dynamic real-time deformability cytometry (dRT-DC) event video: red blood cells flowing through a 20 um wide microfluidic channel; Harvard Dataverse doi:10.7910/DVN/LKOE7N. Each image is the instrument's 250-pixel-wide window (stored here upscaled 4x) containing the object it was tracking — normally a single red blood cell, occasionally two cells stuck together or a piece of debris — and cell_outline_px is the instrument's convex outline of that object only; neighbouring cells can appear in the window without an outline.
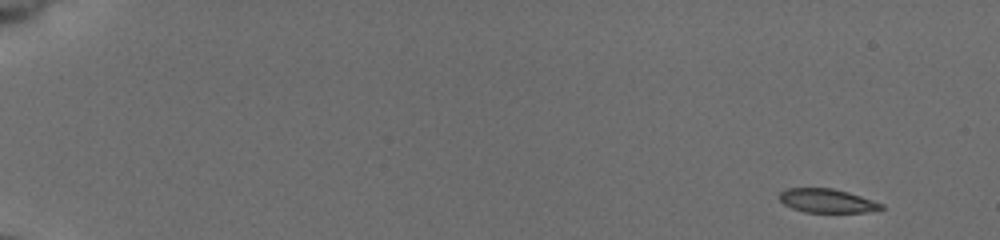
{"species": "common noctule bat (a hibernating species)", "species_latin": "Nyctalus noctula", "temperature_condition": "cold", "stored_images_in_passage": 51, "camera_frame_rate_fps": 3000, "um_per_image_px": 0.085, "animal": {"sex": "female", "body_mass_g": 19.5, "forearm_length_mm": 54.1}, "frame": {"image": 1, "passage_image": 1, "time_ms": 0.0, "image_size_px": [1000, 240], "cell_outline_px": [[884, 208], [868, 212], [804, 212], [792, 208], [784, 204], [780, 200], [780, 192], [788, 188], [832, 188], [848, 192], [884, 204]], "centroid_in_image_um": [70.3, 17.07], "position_along_channel_um": 14.7, "area_um2": 14.05}}
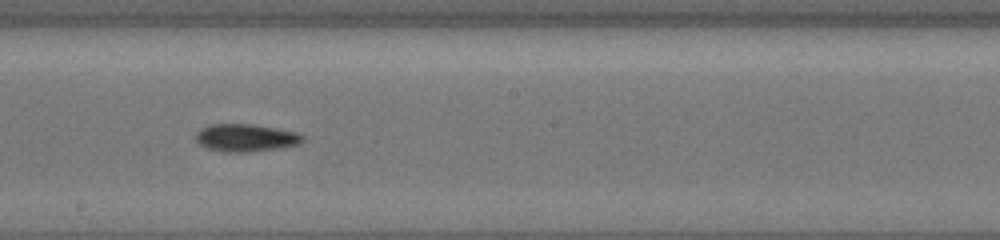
{"frame": {"image": 2, "passage_image": 30, "time_ms": 9.667, "image_size_px": [1000, 240], "cell_outline_px": [[304, 140], [300, 144], [284, 148], [248, 152], [224, 152], [208, 148], [200, 144], [196, 140], [196, 132], [200, 128], [208, 124], [252, 124], [300, 132], [304, 136]], "centroid_in_image_um": [20.94, 11.71], "position_along_channel_um": 227.3, "area_um2": 17.51}}
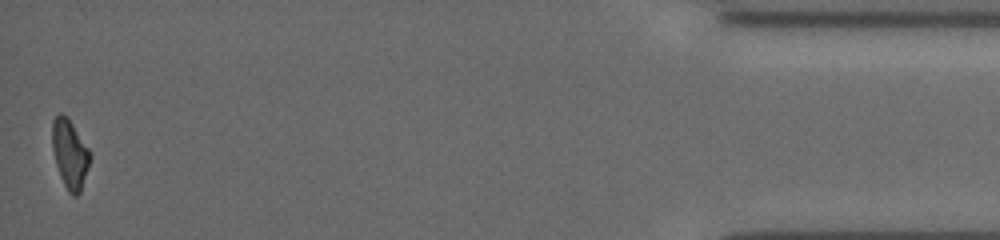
{"frame": {"image": 3, "passage_image": 51, "time_ms": 16.667, "image_size_px": [1000, 240], "cell_outline_px": [[92, 156], [80, 192], [76, 196], [72, 196], [68, 192], [60, 176], [56, 164], [52, 148], [52, 120], [60, 112], [68, 116], [92, 152]], "centroid_in_image_um": [5.95, 13.05], "position_along_channel_um": 429.2, "area_um2": 15.49}, "authors_computed_cell_mechanics": {"area_um2": 15.895, "velocity_mm_per_s": 3.9444, "shape_relaxation_time_tau1_ms": 2.7392, "shape_relaxation_time_tau2_ms": null, "deformation_change_tau1": 0.1116, "deformation_change_tau2": null}}